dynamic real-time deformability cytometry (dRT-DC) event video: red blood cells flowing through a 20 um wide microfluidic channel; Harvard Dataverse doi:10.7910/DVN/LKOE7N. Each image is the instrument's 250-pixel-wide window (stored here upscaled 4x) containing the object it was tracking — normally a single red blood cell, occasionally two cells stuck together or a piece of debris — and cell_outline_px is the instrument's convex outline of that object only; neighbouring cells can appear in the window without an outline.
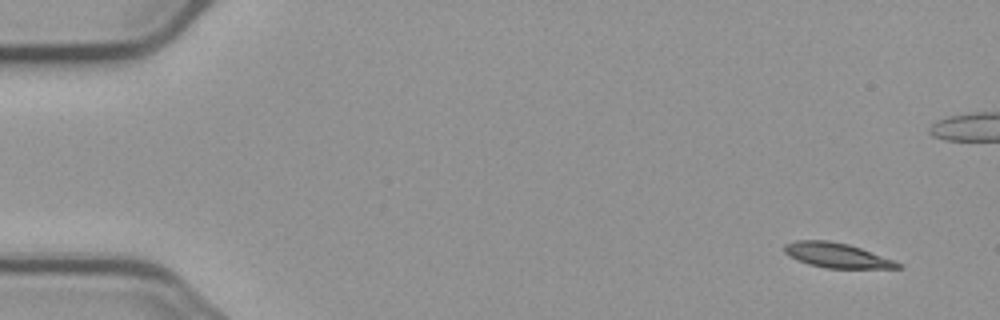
{"species": "common noctule bat (a hibernating species)", "species_latin": "Nyctalus noctula", "temperature_condition": "cold", "stored_images_in_passage": 8, "camera_frame_rate_fps": 3000, "um_per_image_px": 0.085, "animal": {"sex": "male", "body_mass_g": 23.1, "forearm_length_mm": 52.7}, "frame": {"image": 1, "passage_image": 1, "time_ms": 0.0, "image_size_px": [1000, 320], "cell_outline_px": [[900, 268], [824, 268], [808, 264], [796, 260], [788, 256], [784, 252], [784, 244], [796, 240], [828, 240], [848, 244], [860, 248], [892, 260], [900, 264]], "centroid_in_image_um": [71.03, 21.69], "position_along_channel_um": 14.0, "area_um2": 16.24}}
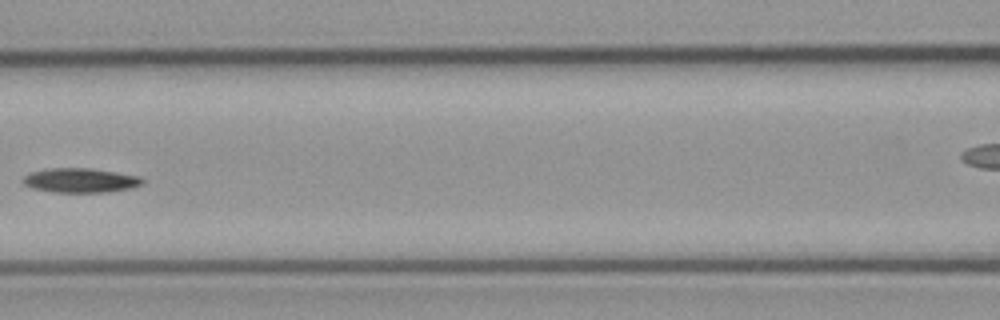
{"frame": {"image": 2, "passage_image": 7, "time_ms": 7.333, "image_size_px": [1000, 320], "cell_outline_px": [[144, 180], [140, 184], [128, 188], [108, 192], [52, 192], [32, 188], [24, 184], [20, 180], [28, 172], [44, 168], [92, 168], [140, 176]], "centroid_in_image_um": [6.75, 15.32], "position_along_channel_um": 159.9, "area_um2": 17.11}}
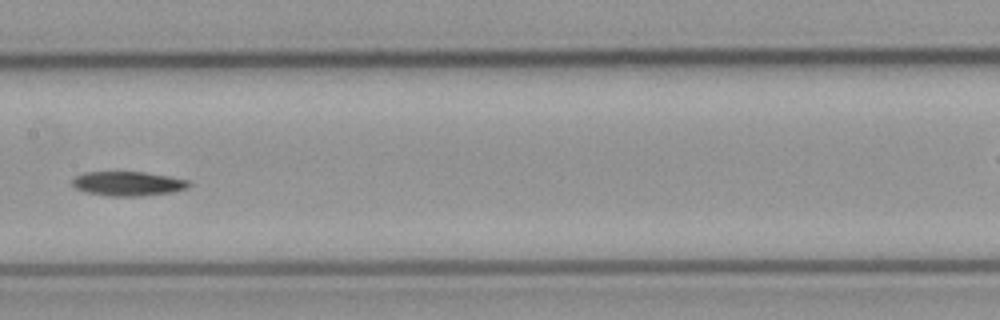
{"frame": {"image": 3, "passage_image": 8, "time_ms": 8.333, "image_size_px": [1000, 320], "cell_outline_px": [[192, 184], [188, 188], [172, 192], [140, 196], [112, 196], [84, 192], [76, 188], [72, 184], [72, 180], [76, 176], [84, 172], [144, 172], [168, 176], [188, 180]], "centroid_in_image_um": [10.89, 15.61], "position_along_channel_um": 196.5, "area_um2": 16.53}}